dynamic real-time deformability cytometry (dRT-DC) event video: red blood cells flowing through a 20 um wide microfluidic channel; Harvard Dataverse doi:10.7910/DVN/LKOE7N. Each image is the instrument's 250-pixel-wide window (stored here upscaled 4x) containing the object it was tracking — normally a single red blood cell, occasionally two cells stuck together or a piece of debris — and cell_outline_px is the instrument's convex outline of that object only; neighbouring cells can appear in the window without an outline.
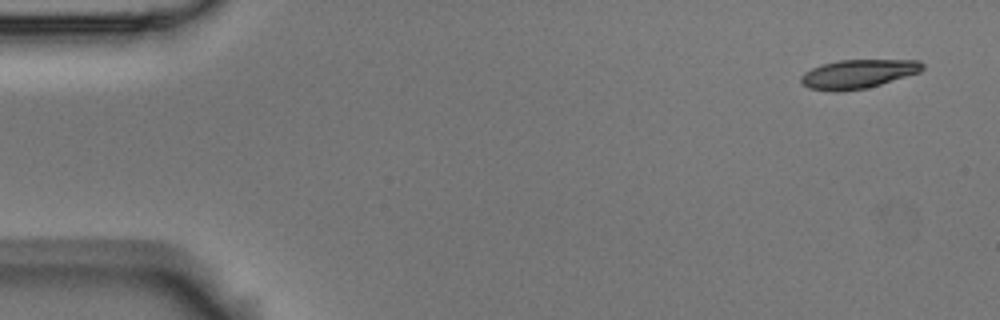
{"species": "Egyptian fruit bat (a non-hibernating species)", "species_latin": "Rousettus aegyptiacus", "temperature_condition": "room temperature", "stored_images_in_passage": 6, "camera_frame_rate_fps": 3000, "um_per_image_px": 0.085, "animal": {"sex": "male"}, "frame": {"image": 1, "passage_image": 1, "time_ms": 0.0, "image_size_px": [1000, 320], "cell_outline_px": [[924, 68], [920, 72], [880, 84], [864, 88], [840, 92], [832, 92], [808, 88], [800, 84], [800, 76], [804, 72], [812, 68], [824, 64], [840, 60], [920, 60], [924, 64]], "centroid_in_image_um": [72.9, 6.29], "position_along_channel_um": 12.1, "area_um2": 20.46}}
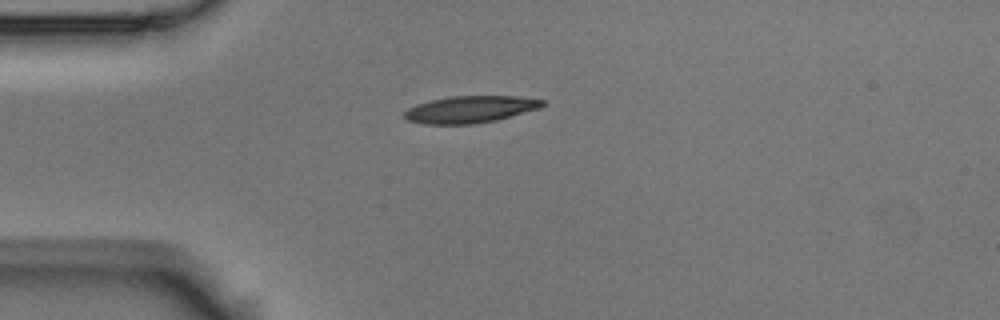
{"frame": {"image": 2, "passage_image": 4, "time_ms": 1.0, "image_size_px": [1000, 320], "cell_outline_px": [[544, 104], [540, 108], [496, 120], [472, 124], [424, 124], [408, 120], [404, 116], [404, 112], [408, 108], [416, 104], [448, 96], [516, 96], [544, 100]], "centroid_in_image_um": [39.95, 9.29], "position_along_channel_um": 45.0, "area_um2": 21.56}}
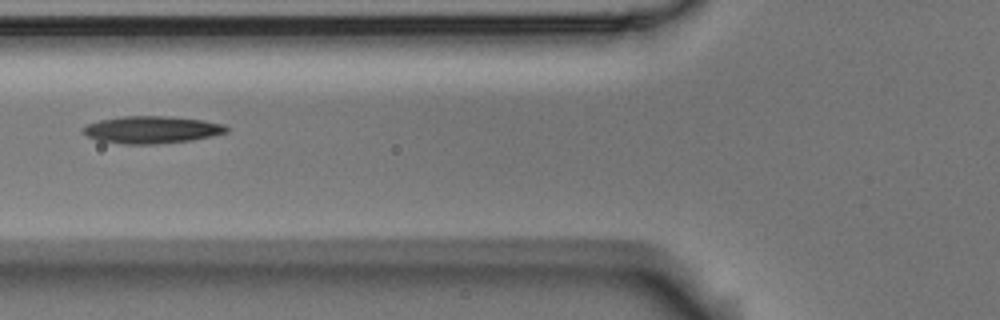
{"frame": {"image": 3, "passage_image": 6, "time_ms": 1.667, "image_size_px": [1000, 320], "cell_outline_px": [[228, 132], [212, 136], [192, 140], [152, 144], [120, 144], [96, 140], [88, 136], [84, 132], [84, 128], [88, 124], [100, 120], [124, 116], [172, 116], [204, 120], [224, 124], [228, 128]], "centroid_in_image_um": [12.93, 11.02], "position_along_channel_um": 112.9, "area_um2": 22.77}}